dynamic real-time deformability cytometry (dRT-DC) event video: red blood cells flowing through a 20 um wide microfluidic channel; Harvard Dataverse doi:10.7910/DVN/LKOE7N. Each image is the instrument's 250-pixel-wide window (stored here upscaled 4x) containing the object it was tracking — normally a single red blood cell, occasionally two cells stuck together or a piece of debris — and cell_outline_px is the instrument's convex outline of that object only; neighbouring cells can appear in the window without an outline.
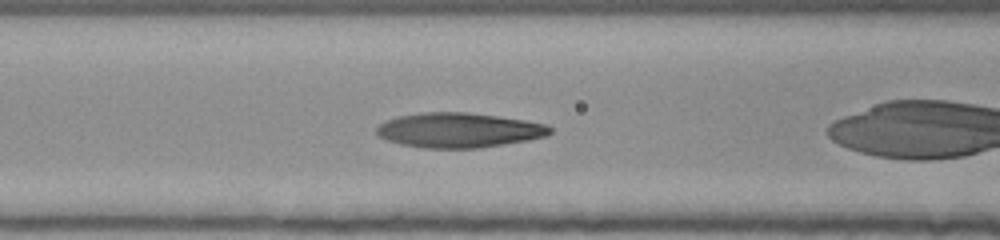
{"species": "human", "species_latin": "Homo sapiens", "temperature_condition": "room temperature", "stored_images_in_passage": 34, "camera_frame_rate_fps": 3000, "um_per_image_px": 0.085, "donor": {"sex": "female"}, "frame": {"image": 1, "passage_image": 4, "time_ms": 1.0, "image_size_px": [1000, 240], "cell_outline_px": [[552, 132], [548, 136], [528, 140], [480, 148], [424, 148], [400, 144], [376, 136], [376, 128], [380, 124], [396, 116], [420, 112], [468, 112], [524, 120], [548, 124], [552, 128]], "centroid_in_image_um": [39.0, 11.06], "position_along_channel_um": 127.6, "area_um2": 35.37}}
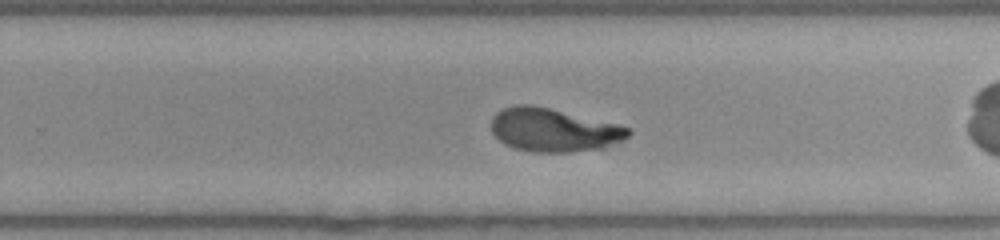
{"frame": {"image": 2, "passage_image": 16, "time_ms": 5.0, "image_size_px": [1000, 240], "cell_outline_px": [[632, 132], [628, 136], [600, 148], [568, 152], [532, 152], [516, 148], [504, 144], [492, 132], [492, 116], [496, 112], [504, 108], [516, 104], [532, 104], [620, 124], [632, 128]], "centroid_in_image_um": [47.04, 11.03], "position_along_channel_um": 282.8, "area_um2": 34.51}}
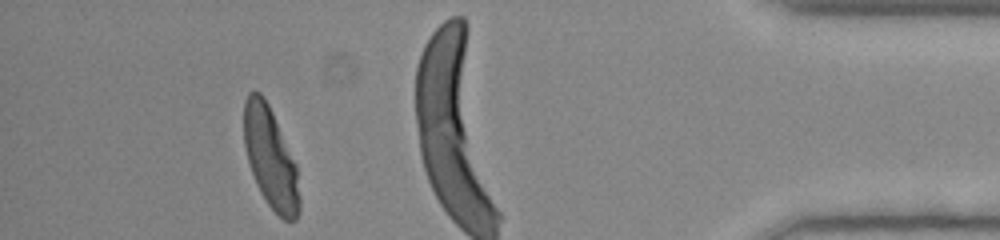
{"frame": {"image": 3, "passage_image": 30, "time_ms": 9.667, "image_size_px": [1000, 240], "cell_outline_px": [[300, 212], [296, 220], [284, 220], [268, 204], [260, 192], [256, 184], [248, 160], [244, 144], [244, 100], [248, 92], [260, 92], [264, 96], [272, 112], [296, 164], [300, 196]], "centroid_in_image_um": [23.0, 13.43], "position_along_channel_um": 412.2, "area_um2": 32.43}, "authors_computed_cell_mechanics": {"area_um2": 34.5066, "velocity_mm_per_s": 3.8936, "shape_relaxation_time_tau1_ms": 3.4808, "shape_relaxation_time_tau2_ms": 0.7413, "deformation_change_tau1": 0.1741, "deformation_change_tau2": 0.049}}